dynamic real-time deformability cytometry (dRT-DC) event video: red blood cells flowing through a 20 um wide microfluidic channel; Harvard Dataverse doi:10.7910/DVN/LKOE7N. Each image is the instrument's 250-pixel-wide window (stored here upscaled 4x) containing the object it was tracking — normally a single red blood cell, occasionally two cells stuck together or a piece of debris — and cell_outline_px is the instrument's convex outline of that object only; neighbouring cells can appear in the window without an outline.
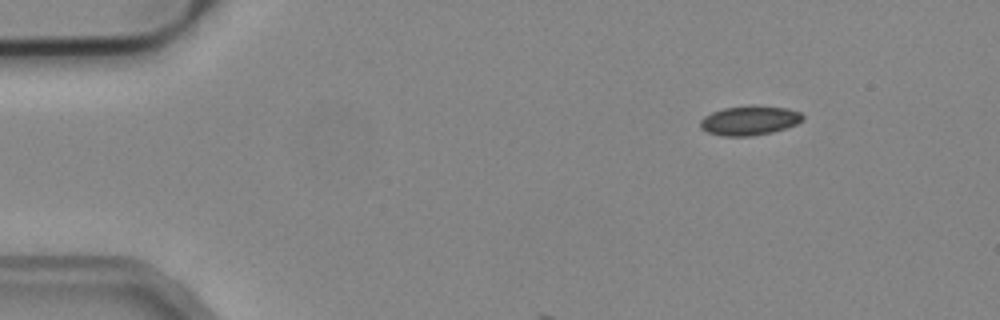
{"species": "common noctule bat (a hibernating species)", "species_latin": "Nyctalus noctula", "temperature_condition": "cold", "stored_images_in_passage": 5, "camera_frame_rate_fps": 3000, "um_per_image_px": 0.085, "animal": {"sex": "male", "body_mass_g": 19.2, "forearm_length_mm": 51.8}, "frame": {"image": 1, "passage_image": 1, "time_ms": 0.0, "image_size_px": [1000, 320], "cell_outline_px": [[804, 120], [796, 124], [772, 132], [752, 136], [724, 136], [708, 132], [700, 128], [700, 120], [704, 116], [712, 112], [724, 108], [752, 104], [756, 104], [788, 108], [800, 112], [804, 116]], "centroid_in_image_um": [63.72, 10.22], "position_along_channel_um": 21.3, "area_um2": 17.8}}
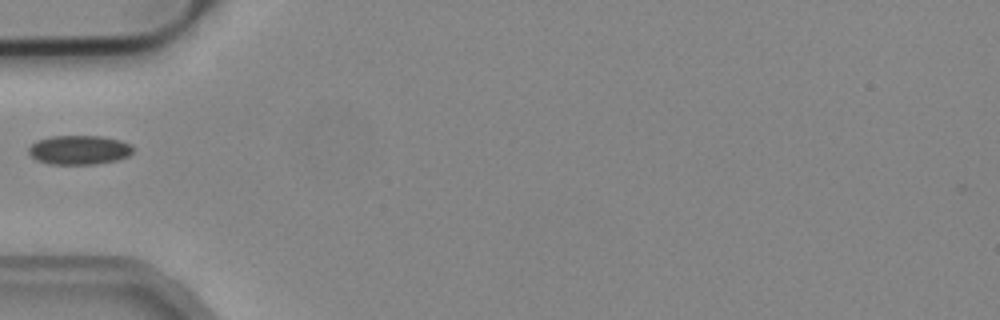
{"frame": {"image": 2, "passage_image": 4, "time_ms": 1.0, "image_size_px": [1000, 320], "cell_outline_px": [[132, 152], [128, 156], [116, 160], [92, 164], [48, 164], [36, 160], [28, 152], [28, 148], [36, 140], [52, 136], [100, 136], [120, 140], [128, 144], [132, 148]], "centroid_in_image_um": [6.68, 12.74], "position_along_channel_um": 78.3, "area_um2": 17.63}}